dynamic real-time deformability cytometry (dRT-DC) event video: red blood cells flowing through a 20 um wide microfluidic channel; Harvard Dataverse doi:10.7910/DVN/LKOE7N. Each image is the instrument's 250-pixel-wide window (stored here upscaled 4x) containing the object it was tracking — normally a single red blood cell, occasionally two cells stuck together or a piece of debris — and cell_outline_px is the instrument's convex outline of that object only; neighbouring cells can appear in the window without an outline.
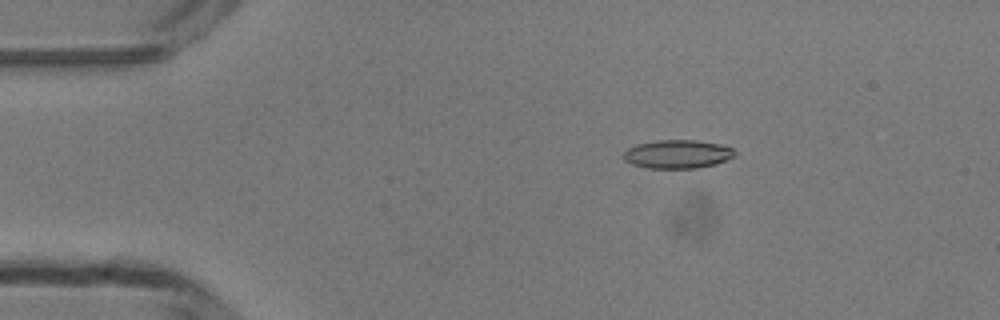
{"species": "common noctule bat (a hibernating species)", "species_latin": "Nyctalus noctula", "temperature_condition": "room temperature", "stored_images_in_passage": 41, "camera_frame_rate_fps": 3000, "um_per_image_px": 0.085, "animal": {"sex": "male", "body_mass_g": 13.3}, "frame": {"image": 1, "passage_image": 1, "time_ms": 0.0, "image_size_px": [1000, 320], "cell_outline_px": [[736, 156], [728, 160], [716, 164], [696, 168], [648, 168], [632, 164], [624, 160], [624, 152], [628, 148], [636, 144], [656, 140], [696, 140], [720, 144], [732, 148], [736, 152]], "centroid_in_image_um": [57.61, 13.1], "position_along_channel_um": 27.4, "area_um2": 18.61}}
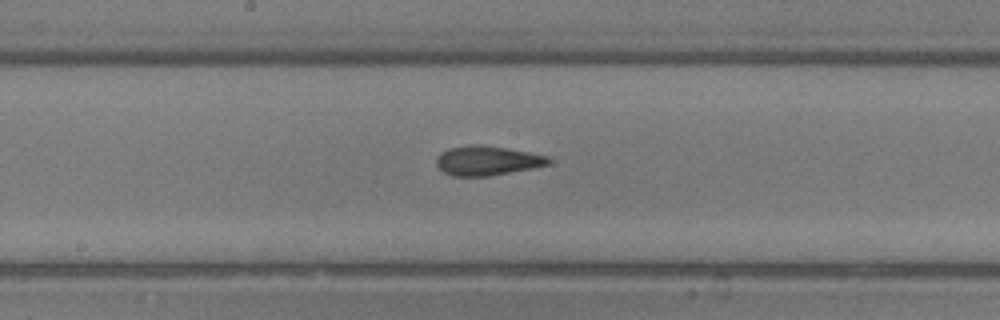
{"frame": {"image": 2, "passage_image": 18, "time_ms": 5.667, "image_size_px": [1000, 320], "cell_outline_px": [[548, 164], [532, 168], [488, 176], [452, 176], [444, 172], [436, 164], [436, 160], [440, 152], [448, 148], [468, 144], [480, 144], [528, 152], [548, 156]], "centroid_in_image_um": [41.34, 13.64], "position_along_channel_um": 206.9, "area_um2": 19.07}}
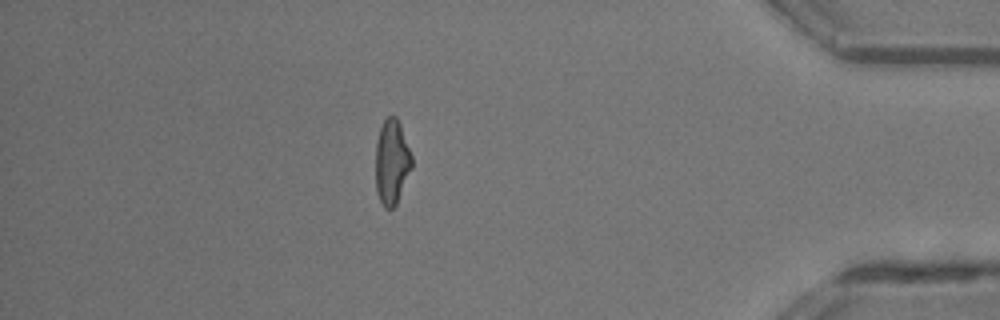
{"frame": {"image": 3, "passage_image": 35, "time_ms": 11.333, "image_size_px": [1000, 320], "cell_outline_px": [[412, 168], [396, 204], [392, 208], [384, 208], [376, 192], [376, 144], [380, 128], [384, 120], [388, 116], [396, 116], [400, 124], [412, 156]], "centroid_in_image_um": [33.3, 13.77], "position_along_channel_um": 401.9, "area_um2": 17.8}, "authors_computed_cell_mechanics": {"area_um2": 18.7272, "velocity_mm_per_s": 4.2389, "shape_relaxation_time_tau1_ms": 7.7616, "shape_relaxation_time_tau2_ms": 1.8444, "deformation_change_tau1": 0.2296, "deformation_change_tau2": 0.0988}}